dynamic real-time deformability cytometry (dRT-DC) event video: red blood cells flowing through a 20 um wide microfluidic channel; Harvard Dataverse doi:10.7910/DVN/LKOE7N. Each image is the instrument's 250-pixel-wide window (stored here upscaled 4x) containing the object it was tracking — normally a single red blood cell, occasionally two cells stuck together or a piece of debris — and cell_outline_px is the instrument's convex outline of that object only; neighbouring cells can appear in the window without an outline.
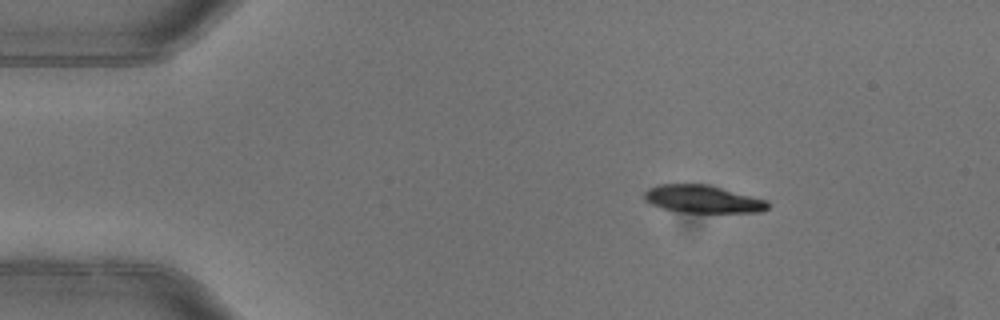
{"species": "common noctule bat (a hibernating species)", "species_latin": "Nyctalus noctula", "temperature_condition": "warm", "stored_images_in_passage": 3, "camera_frame_rate_fps": 3000, "um_per_image_px": 0.085, "animal": {"sex": "female"}, "frame": {"image": 1, "passage_image": 1, "time_ms": 0.0, "image_size_px": [1000, 320], "cell_outline_px": [[768, 208], [760, 212], [676, 212], [660, 208], [644, 200], [644, 192], [648, 188], [656, 184], [712, 184], [768, 200]], "centroid_in_image_um": [59.72, 16.91], "position_along_channel_um": 25.3, "area_um2": 20.29}}